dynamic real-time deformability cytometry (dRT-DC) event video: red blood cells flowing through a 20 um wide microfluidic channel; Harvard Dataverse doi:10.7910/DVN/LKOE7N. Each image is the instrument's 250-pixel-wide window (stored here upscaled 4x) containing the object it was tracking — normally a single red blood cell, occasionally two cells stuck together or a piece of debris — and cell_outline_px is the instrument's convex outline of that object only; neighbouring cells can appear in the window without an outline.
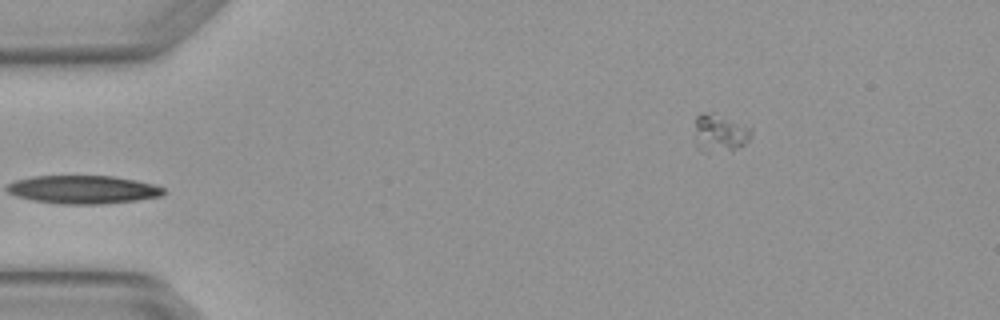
{"species": "Egyptian fruit bat (a non-hibernating species)", "species_latin": "Rousettus aegyptiacus", "temperature_condition": "warm", "stored_images_in_passage": 3, "camera_frame_rate_fps": 3000, "um_per_image_px": 0.085, "animal": {"sex": "female"}, "frame": {"image": 1, "passage_image": 1, "time_ms": 0.0, "image_size_px": [1000, 320], "cell_outline_px": [[752, 136], [744, 144], [732, 152], [708, 152], [700, 148], [696, 144], [696, 116], [704, 112], [712, 112], [752, 128]], "centroid_in_image_um": [61.22, 11.33], "position_along_channel_um": 23.8, "area_um2": 12.43}}
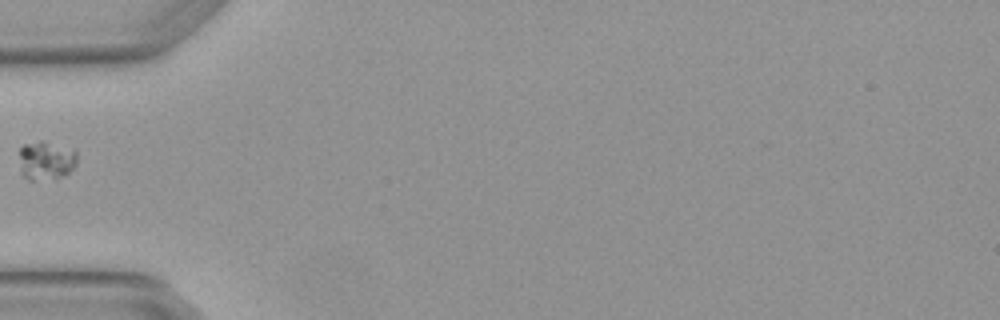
{"frame": {"image": 2, "passage_image": 3, "time_ms": 0.667, "image_size_px": [1000, 320], "cell_outline_px": [[76, 164], [64, 176], [32, 180], [28, 180], [20, 172], [20, 148], [24, 144], [40, 140], [44, 140], [76, 152]], "centroid_in_image_um": [3.87, 13.63], "position_along_channel_um": 81.1, "area_um2": 12.83}}